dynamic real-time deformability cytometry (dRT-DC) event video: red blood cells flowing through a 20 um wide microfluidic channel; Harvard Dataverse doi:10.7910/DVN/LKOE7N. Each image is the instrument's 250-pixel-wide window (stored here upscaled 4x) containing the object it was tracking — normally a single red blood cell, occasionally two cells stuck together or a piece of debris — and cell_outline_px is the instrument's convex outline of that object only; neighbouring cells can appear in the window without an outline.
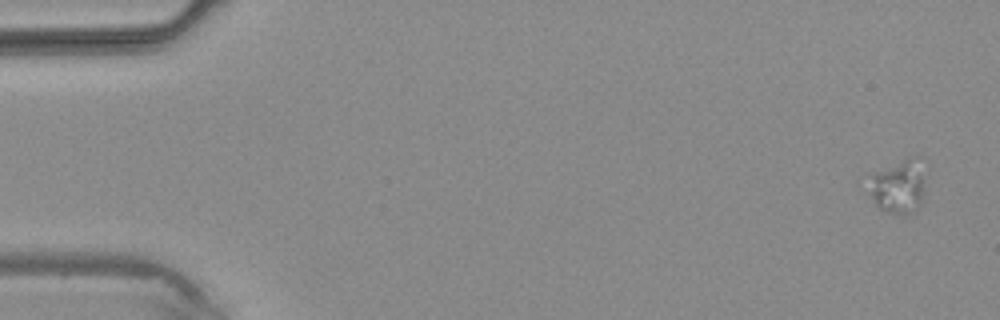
{"species": "common noctule bat (a hibernating species)", "species_latin": "Nyctalus noctula", "temperature_condition": "warm", "stored_images_in_passage": 3, "camera_frame_rate_fps": 3000, "um_per_image_px": 0.085, "animal": {"sex": "male", "body_mass_g": 20.4}, "frame": {"image": 1, "passage_image": 1, "time_ms": 0.0, "image_size_px": [1000, 320], "cell_outline_px": [[924, 176], [920, 204], [912, 212], [888, 212], [880, 208], [876, 204], [864, 180], [876, 172], [904, 160], [912, 160]], "centroid_in_image_um": [76.25, 15.91], "position_along_channel_um": 8.7, "area_um2": 16.36}}